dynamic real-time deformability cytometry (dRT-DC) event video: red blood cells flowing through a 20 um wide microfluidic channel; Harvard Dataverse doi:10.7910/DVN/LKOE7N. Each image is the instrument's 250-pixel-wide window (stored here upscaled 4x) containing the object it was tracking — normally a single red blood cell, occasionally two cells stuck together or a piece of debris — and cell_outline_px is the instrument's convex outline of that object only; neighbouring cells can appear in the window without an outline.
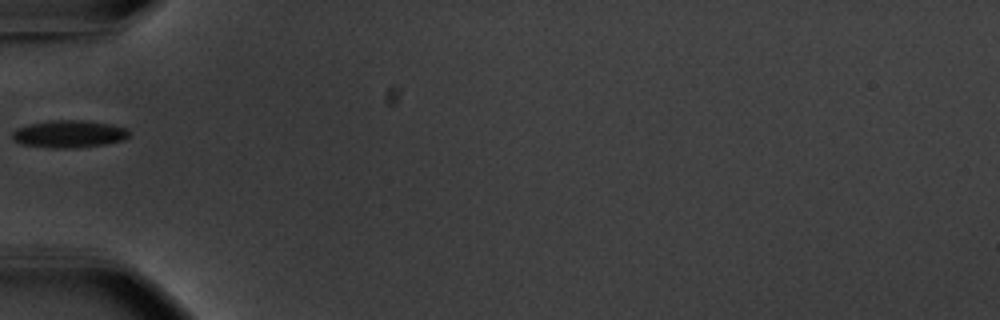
{"species": "common noctule bat (a hibernating species)", "species_latin": "Nyctalus noctula", "temperature_condition": "warm", "stored_images_in_passage": 36, "camera_frame_rate_fps": 3000, "um_per_image_px": 0.085, "animal": {"sex": "male", "body_mass_g": 20.1, "forearm_length_mm": 53.5}, "frame": {"image": 1, "passage_image": 1, "time_ms": 0.0, "image_size_px": [1000, 320], "cell_outline_px": [[132, 132], [124, 140], [104, 144], [72, 148], [52, 148], [20, 144], [12, 140], [12, 132], [16, 128], [28, 124], [52, 120], [84, 120], [112, 124], [128, 128]], "centroid_in_image_um": [5.87, 11.38], "position_along_channel_um": 79.1, "area_um2": 18.9}}
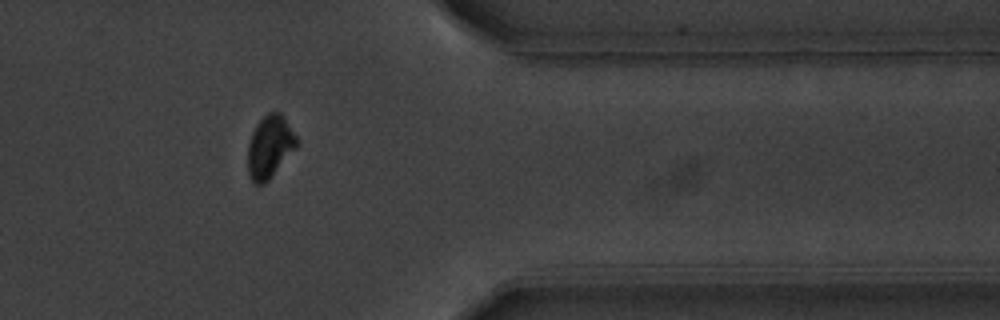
{"frame": {"image": 2, "passage_image": 27, "time_ms": 8.667, "image_size_px": [1000, 320], "cell_outline_px": [[300, 144], [272, 176], [264, 184], [256, 184], [252, 180], [248, 172], [248, 144], [252, 132], [256, 124], [268, 112], [280, 112], [296, 136]], "centroid_in_image_um": [22.94, 12.48], "position_along_channel_um": 388.5, "area_um2": 17.74}}
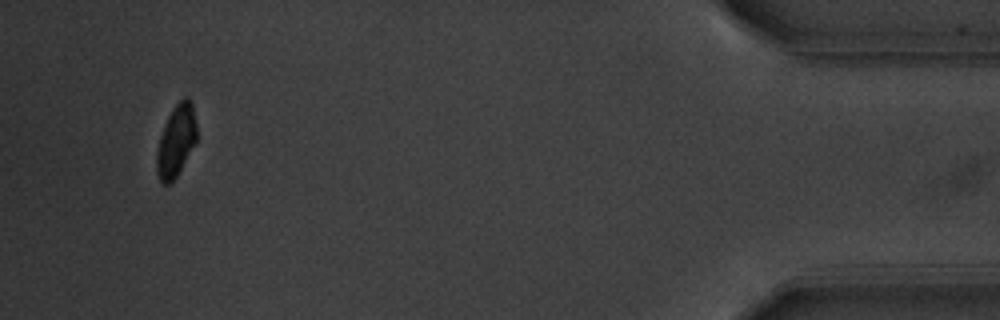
{"frame": {"image": 3, "passage_image": 34, "time_ms": 11.0, "image_size_px": [1000, 320], "cell_outline_px": [[196, 140], [176, 176], [168, 184], [164, 184], [160, 180], [156, 172], [156, 152], [160, 136], [164, 124], [172, 108], [184, 96], [188, 96], [192, 104], [196, 124]], "centroid_in_image_um": [14.94, 11.93], "position_along_channel_um": 420.3, "area_um2": 16.47}}